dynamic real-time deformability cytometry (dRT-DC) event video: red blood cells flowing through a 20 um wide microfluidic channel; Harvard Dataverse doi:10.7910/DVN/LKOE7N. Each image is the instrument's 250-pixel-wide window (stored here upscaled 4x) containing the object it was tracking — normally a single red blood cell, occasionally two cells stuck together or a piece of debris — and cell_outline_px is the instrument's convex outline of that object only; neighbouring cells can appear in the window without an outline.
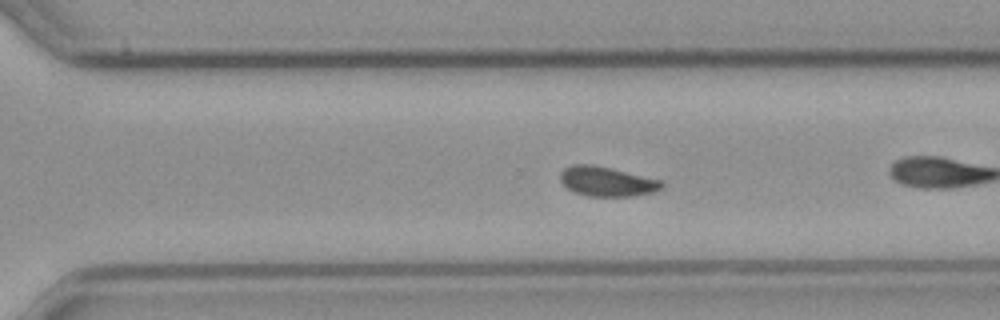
{"species": "common noctule bat (a hibernating species)", "species_latin": "Nyctalus noctula", "temperature_condition": "cold", "stored_images_in_passage": 43, "camera_frame_rate_fps": 3000, "um_per_image_px": 0.085, "animal": {"sex": "male", "body_mass_g": 23.1, "forearm_length_mm": 52.7}, "frame": {"image": 1, "passage_image": 25, "time_ms": 8.0, "image_size_px": [1000, 320], "cell_outline_px": [[664, 184], [660, 188], [652, 192], [632, 196], [588, 196], [572, 192], [560, 180], [560, 172], [564, 168], [572, 164], [592, 164], [660, 180]], "centroid_in_image_um": [51.52, 15.42], "position_along_channel_um": 319.1, "area_um2": 17.28}, "authors_computed_cell_mechanics": {"area_um2": 17.34, "velocity_mm_per_s": 3.6732, "shape_relaxation_time_tau1_ms": 5.4549, "shape_relaxation_time_tau2_ms": null, "deformation_change_tau1": 0.1093, "deformation_change_tau2": null}}